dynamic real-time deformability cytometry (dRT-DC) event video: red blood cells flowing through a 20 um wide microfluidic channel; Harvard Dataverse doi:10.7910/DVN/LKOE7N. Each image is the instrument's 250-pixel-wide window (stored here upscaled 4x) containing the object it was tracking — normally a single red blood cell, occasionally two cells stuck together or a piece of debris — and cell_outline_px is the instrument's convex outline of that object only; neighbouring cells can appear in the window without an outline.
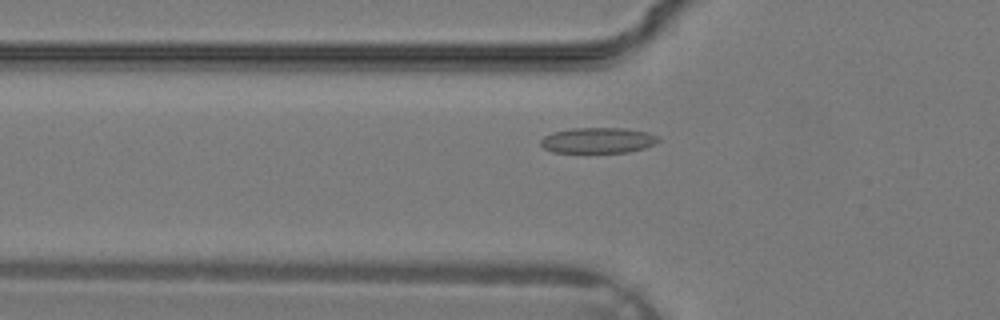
{"species": "common noctule bat (a hibernating species)", "species_latin": "Nyctalus noctula", "temperature_condition": "warm", "stored_images_in_passage": 30, "camera_frame_rate_fps": 3000, "um_per_image_px": 0.085, "animal": {"sex": "male", "body_mass_g": 19.2, "forearm_length_mm": 51.8}, "frame": {"image": 1, "passage_image": 10, "time_ms": 3.0, "image_size_px": [1000, 320], "cell_outline_px": [[660, 140], [644, 148], [628, 152], [552, 152], [544, 148], [540, 144], [540, 140], [544, 136], [552, 132], [572, 128], [624, 128], [648, 132], [656, 136]], "centroid_in_image_um": [50.79, 11.92], "position_along_channel_um": 75.0, "area_um2": 17.46}}
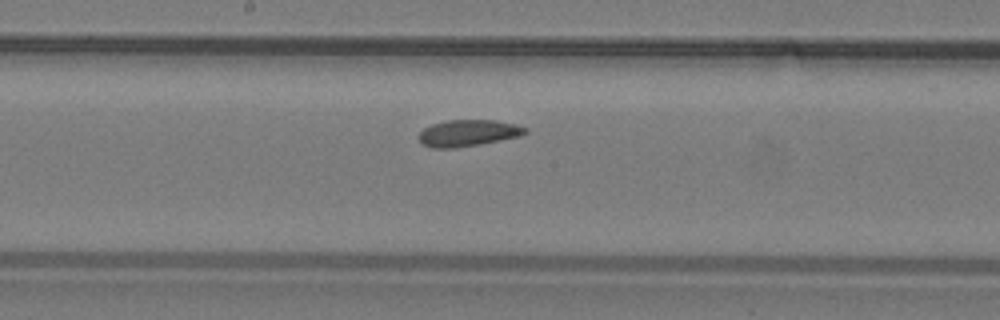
{"frame": {"image": 2, "passage_image": 17, "time_ms": 5.333, "image_size_px": [1000, 320], "cell_outline_px": [[528, 132], [520, 136], [480, 144], [456, 148], [432, 148], [420, 144], [420, 132], [424, 128], [432, 124], [444, 120], [496, 120], [516, 124], [528, 128]], "centroid_in_image_um": [39.79, 11.3], "position_along_channel_um": 208.4, "area_um2": 16.59}}
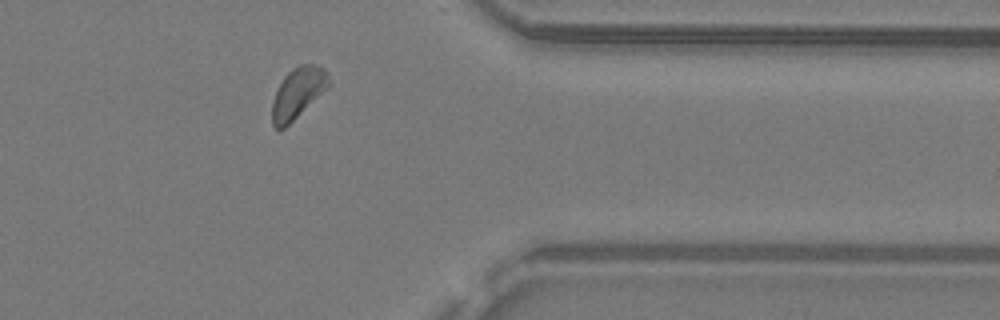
{"frame": {"image": 3, "passage_image": 27, "time_ms": 8.667, "image_size_px": [1000, 320], "cell_outline_px": [[332, 84], [328, 88], [284, 128], [276, 128], [272, 124], [272, 100], [284, 76], [292, 68], [300, 64], [316, 64], [324, 68], [328, 72]], "centroid_in_image_um": [25.35, 7.86], "position_along_channel_um": 386.0, "area_um2": 16.76}}